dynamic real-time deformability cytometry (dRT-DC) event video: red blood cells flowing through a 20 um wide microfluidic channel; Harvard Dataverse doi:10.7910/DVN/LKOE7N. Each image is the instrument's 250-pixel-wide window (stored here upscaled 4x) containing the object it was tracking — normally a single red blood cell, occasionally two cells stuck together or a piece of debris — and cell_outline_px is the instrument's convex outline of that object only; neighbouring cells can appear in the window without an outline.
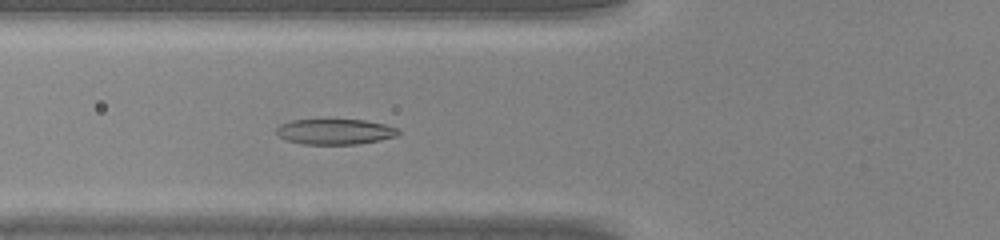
{"species": "common noctule bat (a hibernating species)", "species_latin": "Nyctalus noctula", "temperature_condition": "warm", "stored_images_in_passage": 40, "camera_frame_rate_fps": 3000, "um_per_image_px": 0.085, "animal": {"sex": "male", "body_mass_g": 20.0, "forearm_length_mm": 53.3}, "frame": {"image": 1, "passage_image": 12, "time_ms": 3.667, "image_size_px": [1000, 240], "cell_outline_px": [[400, 132], [396, 136], [380, 140], [356, 144], [304, 144], [284, 140], [276, 136], [276, 128], [280, 124], [292, 120], [364, 120], [384, 124], [396, 128]], "centroid_in_image_um": [28.42, 11.2], "position_along_channel_um": 97.4, "area_um2": 18.09}}
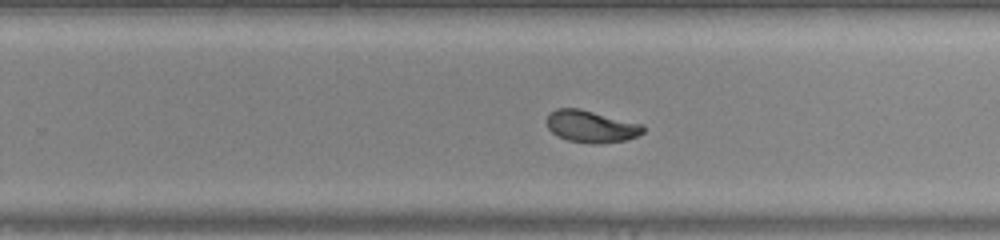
{"frame": {"image": 2, "passage_image": 24, "time_ms": 7.667, "image_size_px": [1000, 240], "cell_outline_px": [[644, 132], [636, 136], [624, 140], [600, 144], [592, 144], [568, 140], [556, 136], [548, 128], [548, 112], [556, 108], [580, 108], [644, 124]], "centroid_in_image_um": [50.25, 10.74], "position_along_channel_um": 279.6, "area_um2": 18.15}}
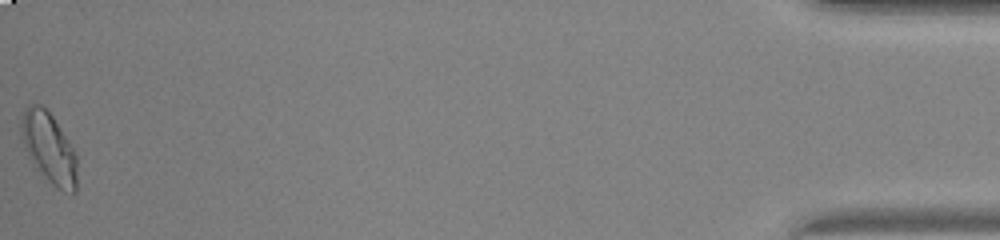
{"frame": {"image": 3, "passage_image": 40, "time_ms": 13.0, "image_size_px": [1000, 240], "cell_outline_px": [[76, 192], [72, 196], [56, 188], [36, 168], [28, 156], [20, 132], [20, 120], [24, 108], [28, 104], [40, 104], [52, 116], [68, 140], [76, 156]], "centroid_in_image_um": [4.15, 12.59], "position_along_channel_um": 431.1, "area_um2": 22.95}}